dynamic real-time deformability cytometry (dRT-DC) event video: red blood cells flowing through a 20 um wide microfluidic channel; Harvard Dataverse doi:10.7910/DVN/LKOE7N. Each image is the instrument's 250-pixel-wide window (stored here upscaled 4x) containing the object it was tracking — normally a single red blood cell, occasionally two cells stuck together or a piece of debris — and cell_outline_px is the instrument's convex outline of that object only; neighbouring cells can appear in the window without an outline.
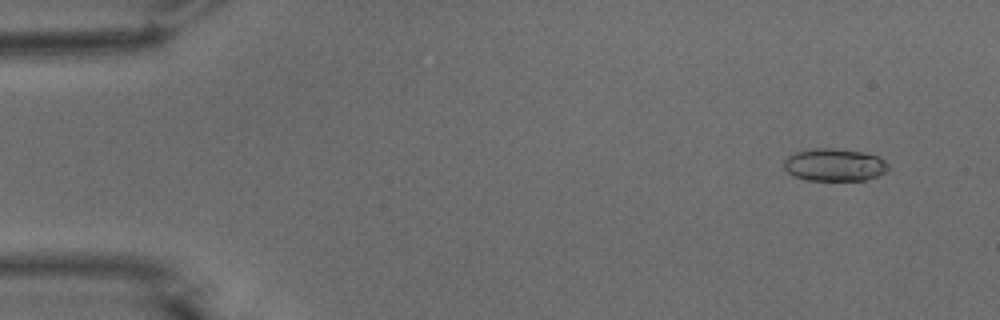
{"species": "common noctule bat (a hibernating species)", "species_latin": "Nyctalus noctula", "temperature_condition": "warm", "stored_images_in_passage": 53, "camera_frame_rate_fps": 3000, "um_per_image_px": 0.085, "animal": {"sex": "male", "body_mass_g": 15.6}, "frame": {"image": 1, "passage_image": 4, "time_ms": 1.0, "image_size_px": [1000, 320], "cell_outline_px": [[888, 168], [884, 172], [876, 176], [864, 180], [808, 180], [792, 176], [784, 168], [784, 160], [788, 156], [796, 152], [812, 148], [832, 148], [860, 152], [876, 156], [884, 160], [888, 164]], "centroid_in_image_um": [70.88, 14.01], "position_along_channel_um": 14.1, "area_um2": 19.59}}
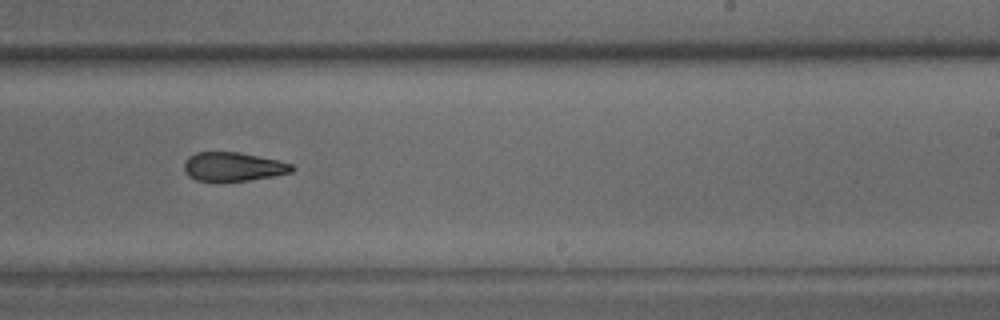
{"frame": {"image": 2, "passage_image": 33, "time_ms": 10.667, "image_size_px": [1000, 320], "cell_outline_px": [[296, 168], [292, 172], [272, 176], [248, 180], [196, 180], [188, 176], [184, 168], [184, 164], [188, 156], [196, 152], [240, 152], [280, 160], [292, 164]], "centroid_in_image_um": [19.84, 14.14], "position_along_channel_um": 269.2, "area_um2": 18.03}}
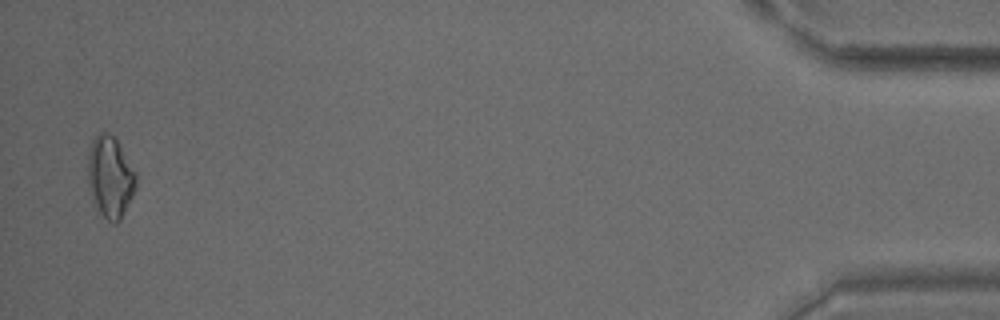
{"frame": {"image": 3, "passage_image": 52, "time_ms": 17.0, "image_size_px": [1000, 320], "cell_outline_px": [[136, 188], [120, 220], [116, 224], [108, 220], [92, 204], [88, 184], [88, 152], [92, 140], [100, 132], [108, 132], [116, 140], [136, 172]], "centroid_in_image_um": [9.34, 15.06], "position_along_channel_um": 425.9, "area_um2": 22.83}, "authors_computed_cell_mechanics": {"area_um2": 19.652, "velocity_mm_per_s": 3.8262, "shape_relaxation_time_tau1_ms": null, "shape_relaxation_time_tau2_ms": 4.0256, "deformation_change_tau1": null, "deformation_change_tau2": 0.1269}}